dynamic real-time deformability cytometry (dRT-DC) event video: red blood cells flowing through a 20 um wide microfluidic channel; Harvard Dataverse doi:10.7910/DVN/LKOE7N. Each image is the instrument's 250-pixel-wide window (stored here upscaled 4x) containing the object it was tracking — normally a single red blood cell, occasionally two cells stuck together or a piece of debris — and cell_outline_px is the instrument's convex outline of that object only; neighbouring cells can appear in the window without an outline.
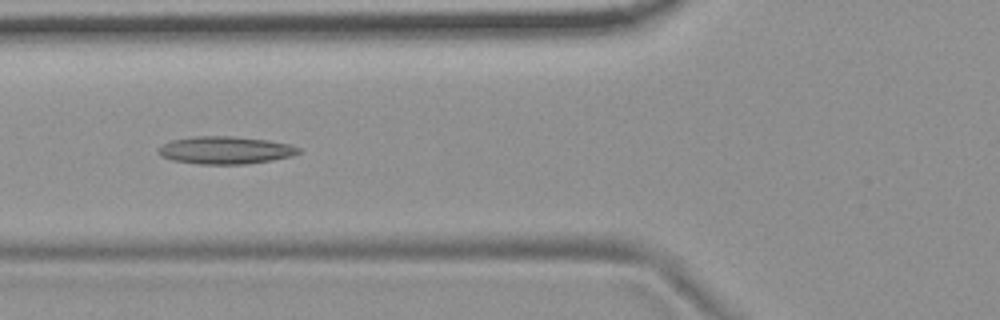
{"species": "common noctule bat (a hibernating species)", "species_latin": "Nyctalus noctula", "temperature_condition": "room temperature", "stored_images_in_passage": 7, "camera_frame_rate_fps": 3000, "um_per_image_px": 0.085, "animal": {"sex": "female", "body_mass_g": 19.9}, "frame": {"image": 1, "passage_image": 7, "time_ms": 6.667, "image_size_px": [1000, 320], "cell_outline_px": [[300, 152], [292, 156], [272, 160], [244, 164], [196, 164], [172, 160], [160, 156], [156, 152], [164, 144], [172, 140], [196, 136], [232, 136], [268, 140], [292, 144], [300, 148]], "centroid_in_image_um": [19.17, 12.77], "position_along_channel_um": 106.6, "area_um2": 22.6}}